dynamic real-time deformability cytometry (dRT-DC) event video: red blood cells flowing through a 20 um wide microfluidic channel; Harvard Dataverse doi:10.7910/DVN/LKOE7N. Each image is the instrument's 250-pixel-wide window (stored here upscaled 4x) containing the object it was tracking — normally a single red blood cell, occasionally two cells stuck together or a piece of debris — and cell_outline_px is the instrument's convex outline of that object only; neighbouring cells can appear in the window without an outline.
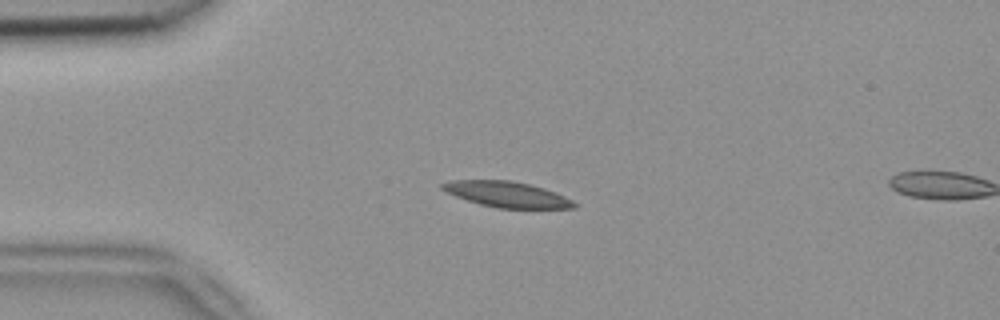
{"species": "common noctule bat (a hibernating species)", "species_latin": "Nyctalus noctula", "temperature_condition": "room temperature", "stored_images_in_passage": 4, "camera_frame_rate_fps": 3000, "um_per_image_px": 0.085, "animal": {"sex": "female", "body_mass_g": 18.4}, "frame": {"image": 1, "passage_image": 3, "time_ms": 0.667, "image_size_px": [1000, 320], "cell_outline_px": [[580, 204], [576, 208], [496, 208], [480, 204], [456, 196], [440, 188], [440, 184], [452, 180], [512, 180], [532, 184], [556, 192]], "centroid_in_image_um": [43.14, 16.52], "position_along_channel_um": 41.9, "area_um2": 19.83}}